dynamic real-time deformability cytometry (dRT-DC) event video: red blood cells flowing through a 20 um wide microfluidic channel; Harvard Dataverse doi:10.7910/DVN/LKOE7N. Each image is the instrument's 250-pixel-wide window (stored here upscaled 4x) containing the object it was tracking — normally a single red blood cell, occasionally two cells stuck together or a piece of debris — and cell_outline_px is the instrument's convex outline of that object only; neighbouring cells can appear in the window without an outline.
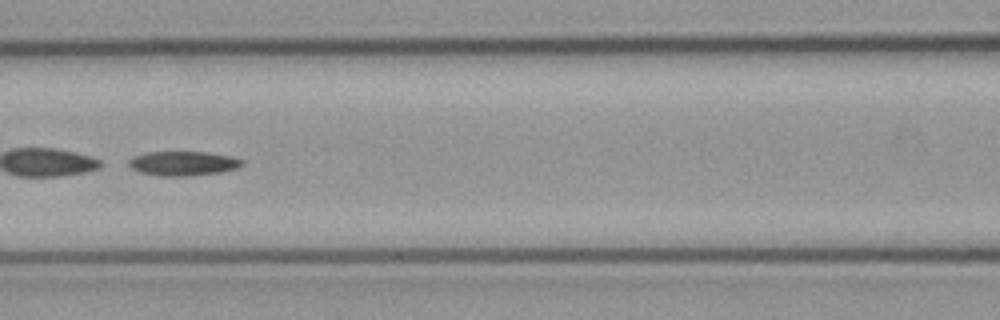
{"species": "common noctule bat (a hibernating species)", "species_latin": "Nyctalus noctula", "temperature_condition": "cold", "stored_images_in_passage": 44, "camera_frame_rate_fps": 3000, "um_per_image_px": 0.085, "animal": {"sex": "male", "body_mass_g": 23.1, "forearm_length_mm": 52.7}, "frame": {"image": 1, "passage_image": 13, "time_ms": 4.0, "image_size_px": [1000, 320], "cell_outline_px": [[244, 164], [236, 168], [220, 172], [192, 176], [160, 176], [140, 172], [132, 168], [128, 164], [128, 160], [132, 156], [148, 152], [204, 152], [228, 156], [244, 160]], "centroid_in_image_um": [15.53, 13.89], "position_along_channel_um": 151.1, "area_um2": 16.07}}
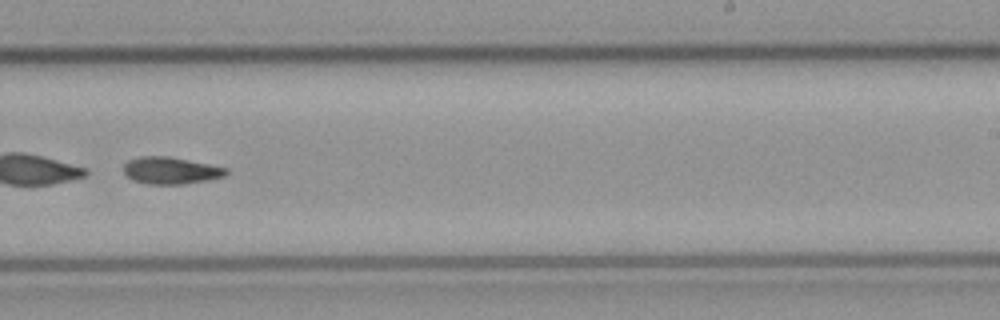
{"frame": {"image": 2, "passage_image": 23, "time_ms": 7.333, "image_size_px": [1000, 320], "cell_outline_px": [[228, 172], [224, 176], [184, 184], [148, 184], [132, 180], [124, 172], [124, 164], [128, 160], [140, 156], [168, 156], [228, 168]], "centroid_in_image_um": [14.48, 14.49], "position_along_channel_um": 274.5, "area_um2": 15.95}}